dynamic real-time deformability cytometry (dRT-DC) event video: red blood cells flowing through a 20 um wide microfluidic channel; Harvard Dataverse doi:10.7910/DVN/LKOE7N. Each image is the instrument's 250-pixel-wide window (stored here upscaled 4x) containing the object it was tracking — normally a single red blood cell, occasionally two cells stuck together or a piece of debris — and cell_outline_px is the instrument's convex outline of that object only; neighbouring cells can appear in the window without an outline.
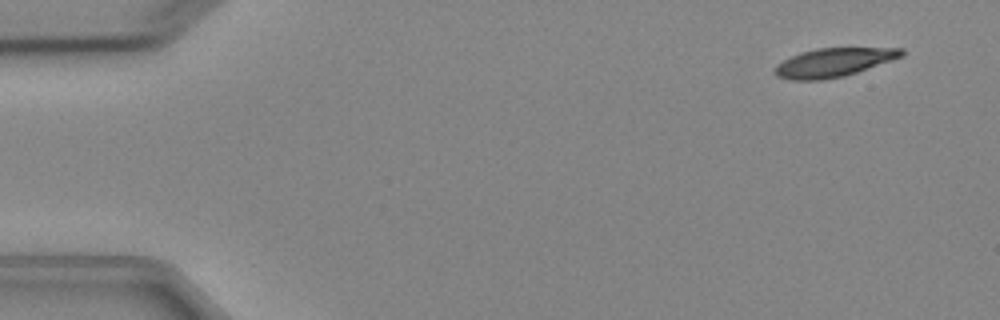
{"species": "Egyptian fruit bat (a non-hibernating species)", "species_latin": "Rousettus aegyptiacus", "temperature_condition": "cold", "stored_images_in_passage": 5, "segment_of_instrument_passage": [1, 2], "camera_frame_rate_fps": 3000, "um_per_image_px": 0.085, "animal": {"sex": "female"}, "frame": {"image": 1, "passage_image": 1, "time_ms": 0.0, "image_size_px": [1000, 320], "cell_outline_px": [[904, 56], [844, 76], [820, 80], [792, 80], [776, 76], [776, 64], [800, 52], [816, 48], [904, 48]], "centroid_in_image_um": [70.86, 5.3], "position_along_channel_um": 14.1, "area_um2": 20.98}}
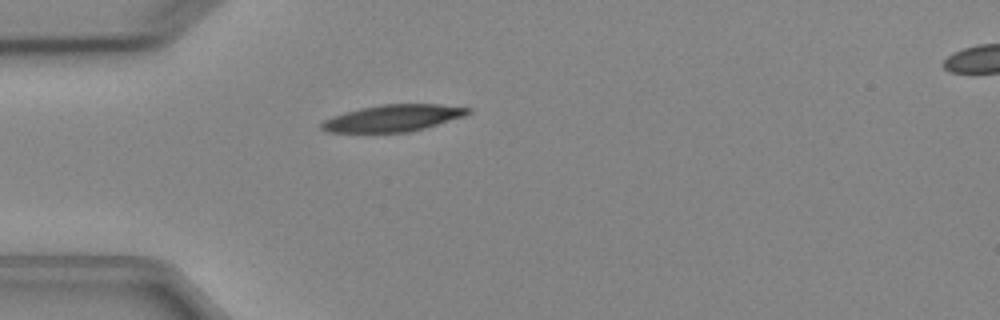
{"frame": {"image": 2, "passage_image": 4, "time_ms": 3.667, "image_size_px": [1000, 320], "cell_outline_px": [[472, 112], [464, 116], [424, 128], [408, 132], [328, 132], [320, 128], [320, 124], [324, 120], [332, 116], [344, 112], [360, 108], [380, 104], [440, 104], [472, 108]], "centroid_in_image_um": [33.41, 10.03], "position_along_channel_um": 51.6, "area_um2": 22.83}}